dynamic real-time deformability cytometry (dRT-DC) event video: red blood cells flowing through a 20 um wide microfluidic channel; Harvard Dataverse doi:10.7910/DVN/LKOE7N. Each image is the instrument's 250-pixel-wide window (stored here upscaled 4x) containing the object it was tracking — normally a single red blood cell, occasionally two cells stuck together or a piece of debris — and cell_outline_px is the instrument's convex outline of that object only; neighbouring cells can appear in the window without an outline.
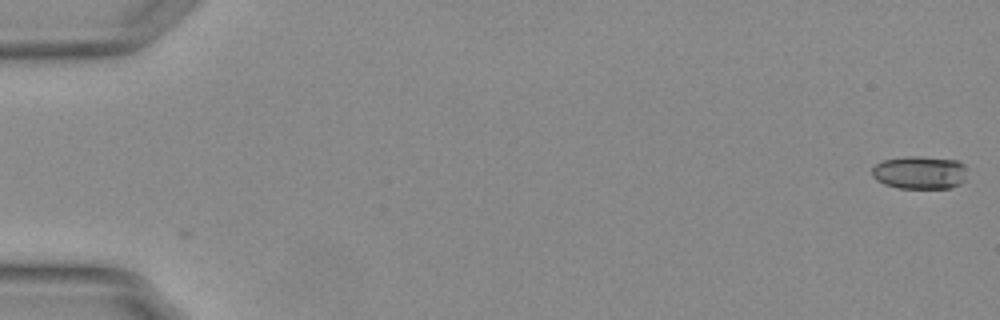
{"species": "Egyptian fruit bat (a non-hibernating species)", "species_latin": "Rousettus aegyptiacus", "temperature_condition": "warm", "stored_images_in_passage": 18, "camera_frame_rate_fps": 3000, "um_per_image_px": 0.085, "animal": {"sex": "female"}, "frame": {"image": 1, "passage_image": 1, "time_ms": 0.0, "image_size_px": [1000, 320], "cell_outline_px": [[964, 180], [960, 184], [948, 188], [900, 188], [884, 184], [876, 180], [872, 176], [872, 168], [876, 164], [884, 160], [904, 156], [920, 156], [956, 160], [964, 164]], "centroid_in_image_um": [78.14, 14.66], "position_along_channel_um": 6.9, "area_um2": 18.26}}
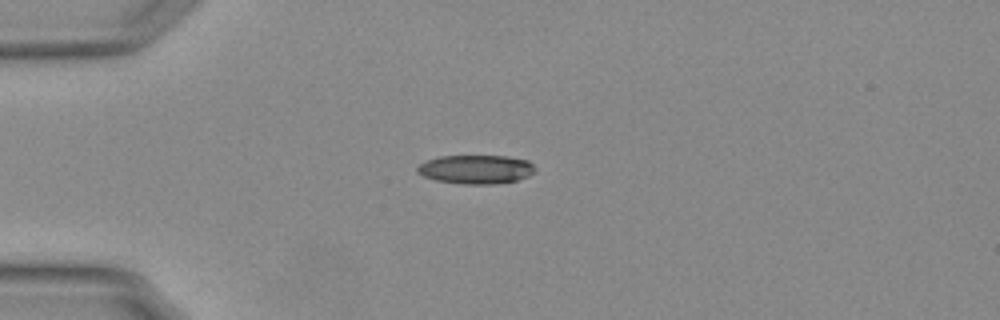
{"frame": {"image": 2, "passage_image": 15, "time_ms": 4.667, "image_size_px": [1000, 320], "cell_outline_px": [[536, 172], [528, 176], [516, 180], [492, 184], [464, 184], [436, 180], [424, 176], [416, 172], [416, 168], [424, 160], [440, 156], [508, 156], [528, 160], [536, 168]], "centroid_in_image_um": [40.46, 14.38], "position_along_channel_um": 44.5, "area_um2": 19.88}}